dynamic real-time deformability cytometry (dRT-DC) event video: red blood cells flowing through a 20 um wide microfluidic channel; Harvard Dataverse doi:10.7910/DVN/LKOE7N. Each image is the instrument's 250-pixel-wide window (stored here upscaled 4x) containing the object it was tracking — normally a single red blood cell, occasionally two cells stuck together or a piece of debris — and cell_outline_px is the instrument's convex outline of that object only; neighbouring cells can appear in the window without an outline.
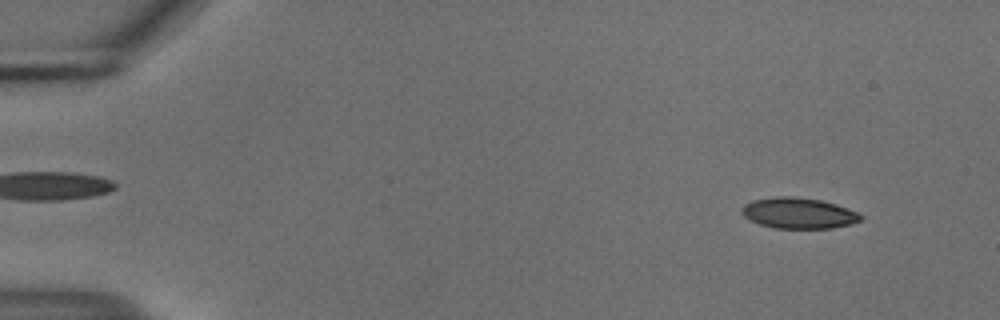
{"species": "common noctule bat (a hibernating species)", "species_latin": "Nyctalus noctula", "temperature_condition": "cold", "stored_images_in_passage": 55, "camera_frame_rate_fps": 3000, "um_per_image_px": 0.085, "animal": {"sex": "male", "body_mass_g": 18.8}, "frame": {"image": 1, "passage_image": 5, "time_ms": 1.333, "image_size_px": [1000, 320], "cell_outline_px": [[864, 216], [860, 220], [852, 224], [832, 228], [776, 228], [760, 224], [744, 216], [740, 212], [740, 208], [744, 204], [752, 200], [776, 196], [792, 196], [820, 200], [836, 204], [860, 212]], "centroid_in_image_um": [67.89, 18.11], "position_along_channel_um": 17.1, "area_um2": 21.5}}
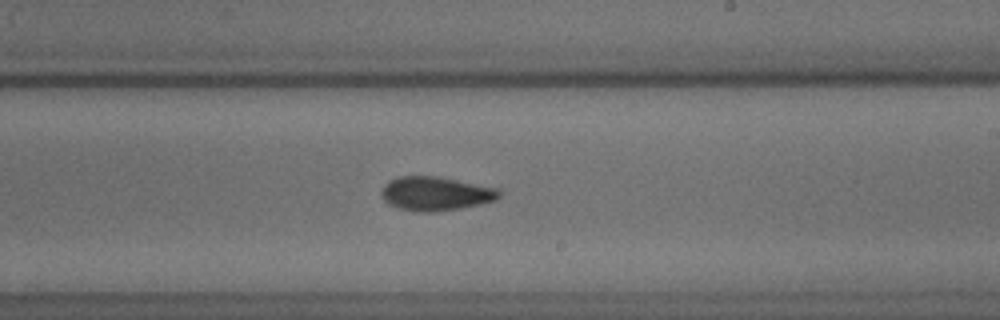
{"frame": {"image": 2, "passage_image": 33, "time_ms": 10.667, "image_size_px": [1000, 320], "cell_outline_px": [[504, 192], [496, 200], [480, 204], [460, 208], [432, 212], [420, 212], [396, 208], [388, 204], [380, 196], [380, 192], [384, 184], [388, 180], [400, 176], [440, 176], [500, 188]], "centroid_in_image_um": [37.04, 16.45], "position_along_channel_um": 252.0, "area_um2": 23.81}}
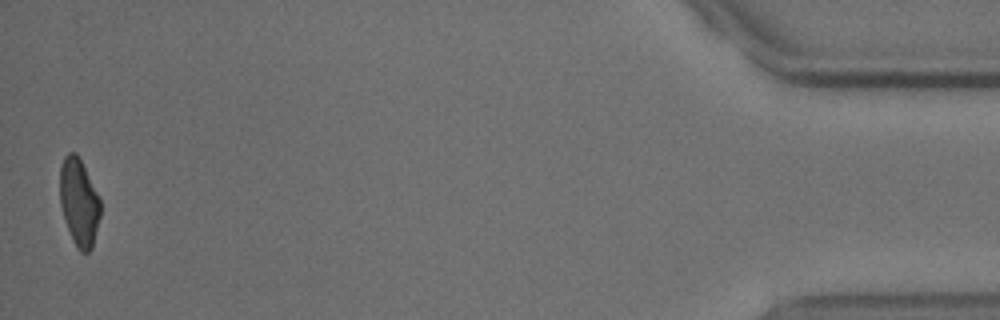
{"frame": {"image": 3, "passage_image": 54, "time_ms": 17.667, "image_size_px": [1000, 320], "cell_outline_px": [[100, 216], [92, 248], [88, 252], [80, 252], [76, 248], [72, 240], [64, 220], [60, 204], [60, 168], [64, 156], [68, 152], [76, 152], [100, 200]], "centroid_in_image_um": [6.69, 17.23], "position_along_channel_um": 428.5, "area_um2": 20.46}, "authors_computed_cell_mechanics": {"area_um2": 22.1374, "velocity_mm_per_s": 3.7137, "shape_relaxation_time_tau1_ms": 4.7802, "shape_relaxation_time_tau2_ms": 6.3784, "deformation_change_tau1": 0.1258, "deformation_change_tau2": 0.1268}}